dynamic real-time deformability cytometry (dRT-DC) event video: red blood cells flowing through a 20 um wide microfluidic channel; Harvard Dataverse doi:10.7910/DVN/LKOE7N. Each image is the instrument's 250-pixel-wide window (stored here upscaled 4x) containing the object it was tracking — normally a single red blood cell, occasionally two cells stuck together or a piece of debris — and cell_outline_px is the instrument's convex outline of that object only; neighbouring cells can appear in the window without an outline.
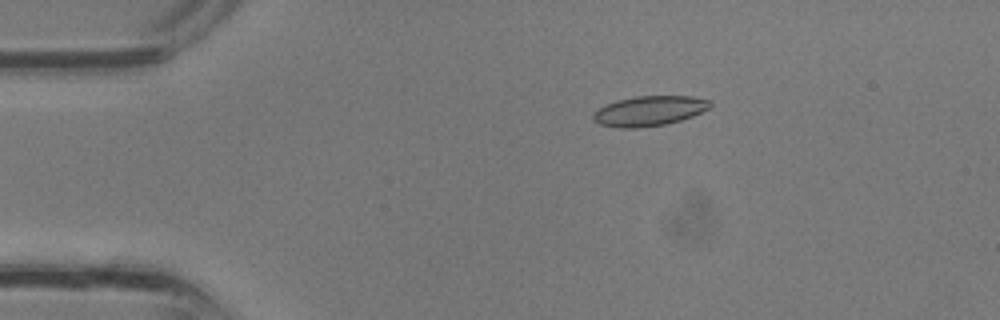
{"species": "common noctule bat (a hibernating species)", "species_latin": "Nyctalus noctula", "temperature_condition": "room temperature", "stored_images_in_passage": 34, "camera_frame_rate_fps": 3000, "um_per_image_px": 0.085, "animal": {"sex": "male", "body_mass_g": 13.3}, "frame": {"image": 1, "passage_image": 7, "time_ms": 2.0, "image_size_px": [1000, 320], "cell_outline_px": [[712, 104], [708, 108], [692, 116], [680, 120], [664, 124], [636, 128], [620, 128], [600, 124], [592, 120], [592, 112], [616, 100], [636, 96], [692, 96], [712, 100]], "centroid_in_image_um": [55.17, 9.42], "position_along_channel_um": 29.8, "area_um2": 20.35}}
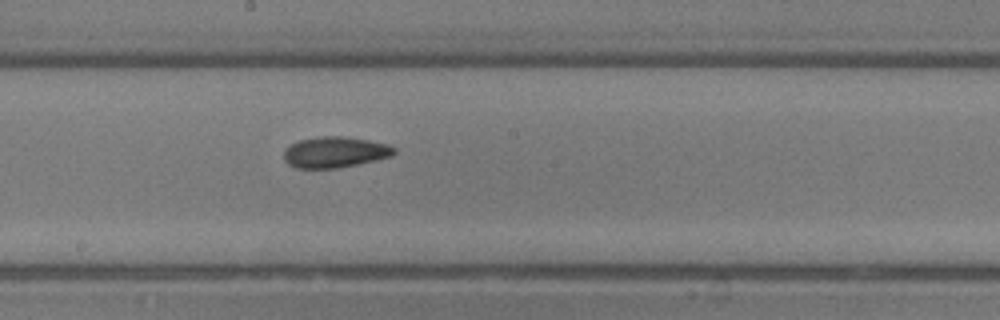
{"frame": {"image": 2, "passage_image": 19, "time_ms": 6.0, "image_size_px": [1000, 320], "cell_outline_px": [[396, 152], [392, 156], [376, 160], [336, 168], [296, 168], [288, 164], [284, 160], [284, 152], [288, 144], [300, 140], [320, 136], [340, 136], [368, 140], [388, 144], [396, 148]], "centroid_in_image_um": [28.46, 12.93], "position_along_channel_um": 219.7, "area_um2": 19.88}}
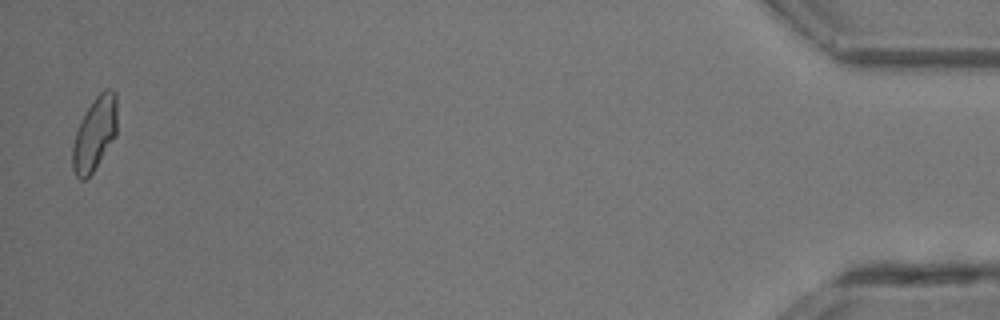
{"frame": {"image": 3, "passage_image": 34, "time_ms": 11.0, "image_size_px": [1000, 320], "cell_outline_px": [[116, 136], [92, 172], [84, 180], [80, 180], [76, 176], [72, 168], [72, 148], [76, 132], [88, 108], [96, 96], [104, 88], [112, 88], [116, 92]], "centroid_in_image_um": [8.06, 11.36], "position_along_channel_um": 427.1, "area_um2": 18.84}}